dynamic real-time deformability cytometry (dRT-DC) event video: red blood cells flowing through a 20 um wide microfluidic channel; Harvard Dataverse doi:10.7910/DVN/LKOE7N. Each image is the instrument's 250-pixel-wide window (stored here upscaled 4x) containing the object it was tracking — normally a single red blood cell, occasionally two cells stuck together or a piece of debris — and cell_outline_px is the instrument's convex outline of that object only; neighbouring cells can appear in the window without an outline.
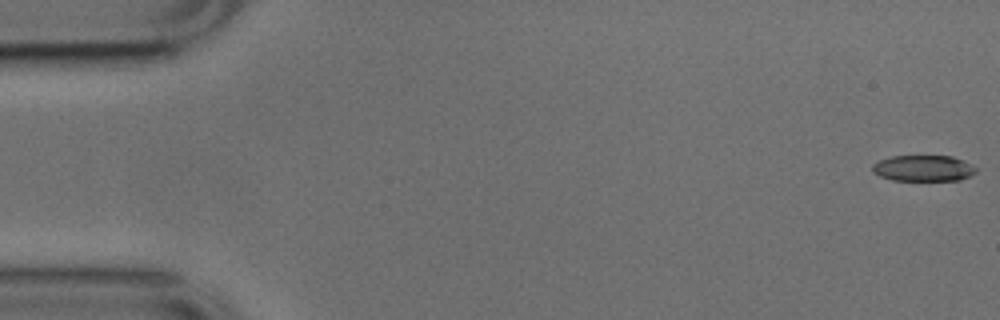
{"species": "common noctule bat (a hibernating species)", "species_latin": "Nyctalus noctula", "temperature_condition": "cold", "stored_images_in_passage": 52, "camera_frame_rate_fps": 3000, "um_per_image_px": 0.085, "animal": {"sex": "male", "body_mass_g": 17.9, "forearm_length_mm": 54.2}, "frame": {"image": 1, "passage_image": 1, "time_ms": 0.0, "image_size_px": [1000, 320], "cell_outline_px": [[976, 172], [960, 180], [892, 180], [880, 176], [872, 172], [872, 164], [880, 160], [892, 156], [952, 156], [964, 160], [972, 164], [976, 168]], "centroid_in_image_um": [78.48, 14.29], "position_along_channel_um": 6.5, "area_um2": 15.72}}
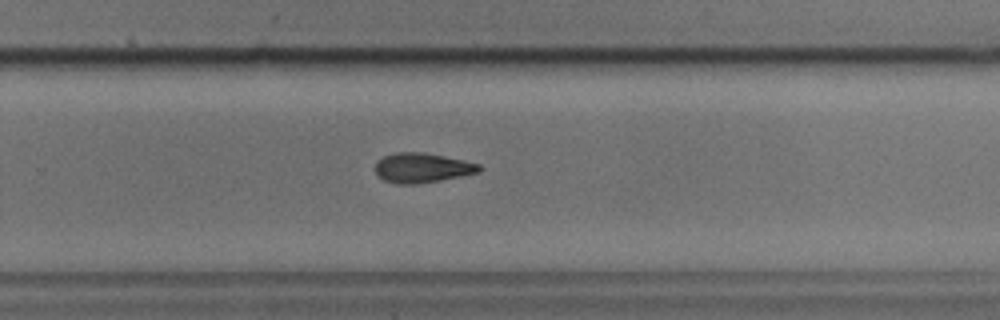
{"frame": {"image": 2, "passage_image": 34, "time_ms": 11.0, "image_size_px": [1000, 320], "cell_outline_px": [[484, 168], [480, 172], [440, 180], [416, 184], [396, 184], [384, 180], [376, 172], [376, 160], [384, 156], [396, 152], [424, 152], [464, 160], [480, 164]], "centroid_in_image_um": [35.9, 14.26], "position_along_channel_um": 293.9, "area_um2": 18.03}}
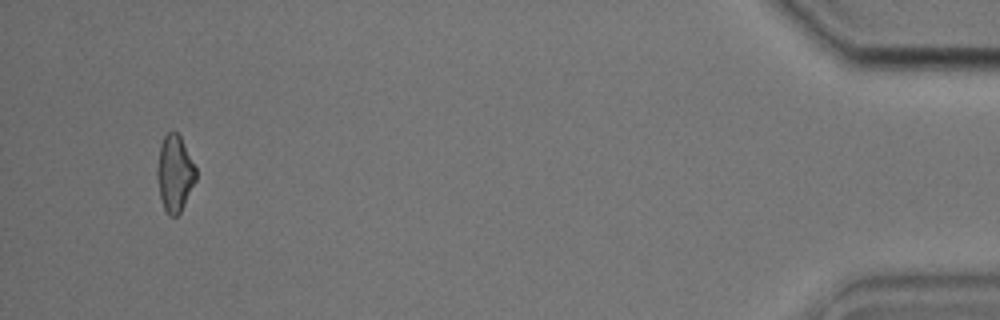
{"frame": {"image": 3, "passage_image": 50, "time_ms": 16.333, "image_size_px": [1000, 320], "cell_outline_px": [[196, 180], [180, 212], [176, 216], [168, 216], [164, 208], [160, 196], [156, 176], [156, 168], [160, 144], [164, 136], [168, 132], [176, 132], [180, 136], [196, 168]], "centroid_in_image_um": [14.83, 14.74], "position_along_channel_um": 420.4, "area_um2": 17.17}, "authors_computed_cell_mechanics": {"area_um2": 17.8891, "velocity_mm_per_s": 3.8175, "shape_relaxation_time_tau1_ms": 5.6653, "shape_relaxation_time_tau2_ms": 8.4729, "deformation_change_tau1": 0.1524, "deformation_change_tau2": 0.1903}}